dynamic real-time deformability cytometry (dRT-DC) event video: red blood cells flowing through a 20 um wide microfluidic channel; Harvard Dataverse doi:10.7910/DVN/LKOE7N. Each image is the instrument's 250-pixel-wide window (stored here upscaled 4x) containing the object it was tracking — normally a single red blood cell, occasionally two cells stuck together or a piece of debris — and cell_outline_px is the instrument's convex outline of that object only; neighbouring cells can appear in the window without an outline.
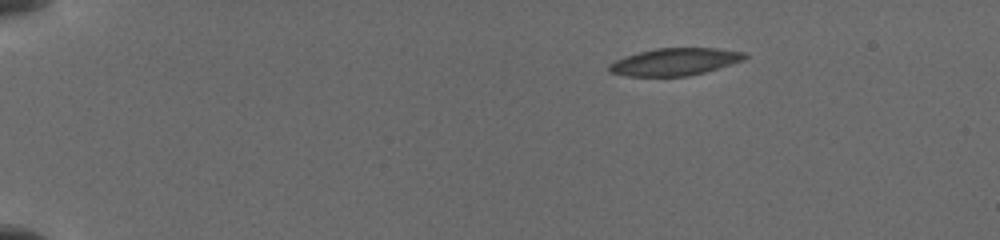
{"species": "common noctule bat (a hibernating species)", "species_latin": "Nyctalus noctula", "temperature_condition": "cold", "stored_images_in_passage": 10, "camera_frame_rate_fps": 3000, "um_per_image_px": 0.085, "animal": {"sex": "female", "body_mass_g": 19.5, "forearm_length_mm": 54.1}, "frame": {"image": 1, "passage_image": 1, "time_ms": 0.0, "image_size_px": [1000, 240], "cell_outline_px": [[748, 56], [744, 60], [732, 64], [704, 72], [688, 76], [628, 76], [608, 72], [608, 64], [616, 60], [640, 52], [656, 48], [716, 48], [748, 52]], "centroid_in_image_um": [57.4, 5.25], "position_along_channel_um": 27.6, "area_um2": 21.56}}
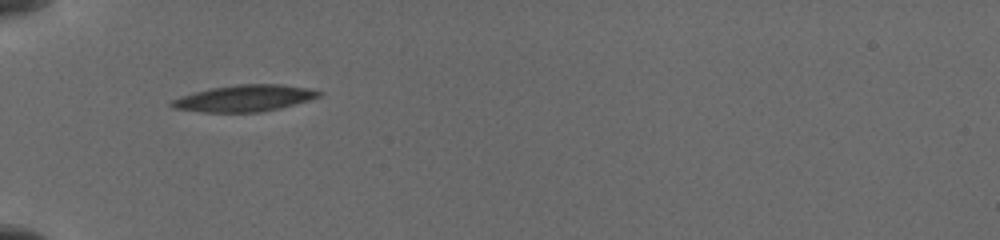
{"frame": {"image": 2, "passage_image": 9, "time_ms": 3.333, "image_size_px": [1000, 240], "cell_outline_px": [[324, 92], [320, 96], [308, 100], [280, 108], [260, 112], [204, 112], [176, 108], [168, 104], [172, 100], [180, 96], [212, 88], [236, 84], [280, 84], [308, 88]], "centroid_in_image_um": [20.8, 8.34], "position_along_channel_um": 64.2, "area_um2": 22.54}}